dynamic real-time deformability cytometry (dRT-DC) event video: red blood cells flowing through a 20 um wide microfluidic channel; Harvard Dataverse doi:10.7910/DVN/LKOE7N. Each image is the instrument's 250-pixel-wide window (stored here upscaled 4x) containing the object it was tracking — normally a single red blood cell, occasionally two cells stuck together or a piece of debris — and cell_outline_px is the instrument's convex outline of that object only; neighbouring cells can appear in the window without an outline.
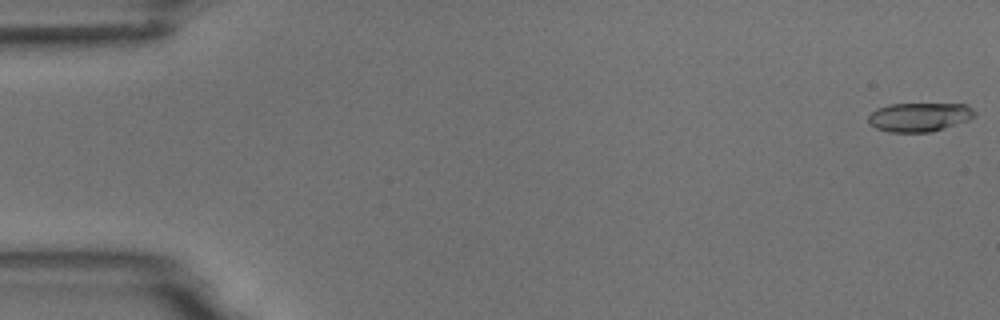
{"species": "common noctule bat (a hibernating species)", "species_latin": "Nyctalus noctula", "temperature_condition": "room temperature", "stored_images_in_passage": 13, "camera_frame_rate_fps": 3000, "um_per_image_px": 0.085, "animal": {"sex": "male", "body_mass_g": 18.8}, "frame": {"image": 1, "passage_image": 1, "time_ms": 0.0, "image_size_px": [1000, 320], "cell_outline_px": [[976, 116], [968, 120], [932, 132], [888, 132], [876, 128], [868, 124], [868, 116], [876, 108], [888, 104], [964, 104], [972, 108], [976, 112]], "centroid_in_image_um": [78.12, 9.95], "position_along_channel_um": 6.9, "area_um2": 18.03}}
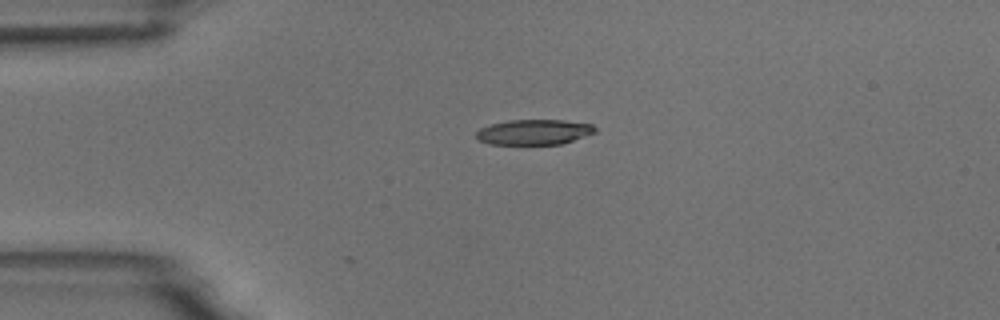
{"frame": {"image": 2, "passage_image": 13, "time_ms": 4.0, "image_size_px": [1000, 320], "cell_outline_px": [[596, 132], [560, 144], [488, 144], [480, 140], [476, 136], [476, 132], [480, 128], [492, 124], [508, 120], [564, 120], [592, 124], [596, 128]], "centroid_in_image_um": [45.39, 11.22], "position_along_channel_um": 39.6, "area_um2": 17.34}}